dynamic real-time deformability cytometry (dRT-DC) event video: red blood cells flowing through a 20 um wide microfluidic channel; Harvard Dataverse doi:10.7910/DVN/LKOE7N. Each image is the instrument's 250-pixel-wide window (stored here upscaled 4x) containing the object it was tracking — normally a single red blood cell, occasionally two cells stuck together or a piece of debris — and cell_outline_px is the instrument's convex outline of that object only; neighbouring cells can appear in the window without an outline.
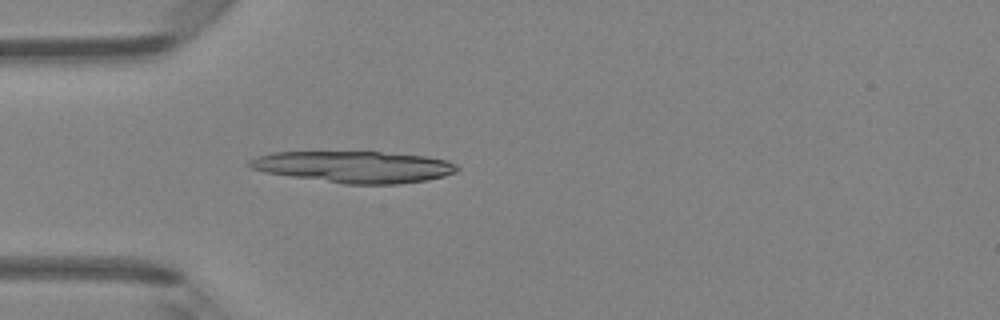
{"species": "Egyptian fruit bat (a non-hibernating species)", "species_latin": "Rousettus aegyptiacus", "temperature_condition": "room temperature", "stored_images_in_passage": 3, "camera_frame_rate_fps": 3000, "um_per_image_px": 0.085, "animal": {"sex": "female"}, "frame": {"image": 1, "passage_image": 3, "time_ms": 0.667, "image_size_px": [1000, 320], "cell_outline_px": [[460, 168], [456, 172], [444, 176], [428, 180], [396, 184], [344, 184], [264, 172], [252, 168], [244, 164], [248, 160], [256, 156], [272, 152], [380, 152], [424, 156], [448, 160], [456, 164]], "centroid_in_image_um": [30.09, 14.18], "position_along_channel_um": 54.9, "area_um2": 38.26}}